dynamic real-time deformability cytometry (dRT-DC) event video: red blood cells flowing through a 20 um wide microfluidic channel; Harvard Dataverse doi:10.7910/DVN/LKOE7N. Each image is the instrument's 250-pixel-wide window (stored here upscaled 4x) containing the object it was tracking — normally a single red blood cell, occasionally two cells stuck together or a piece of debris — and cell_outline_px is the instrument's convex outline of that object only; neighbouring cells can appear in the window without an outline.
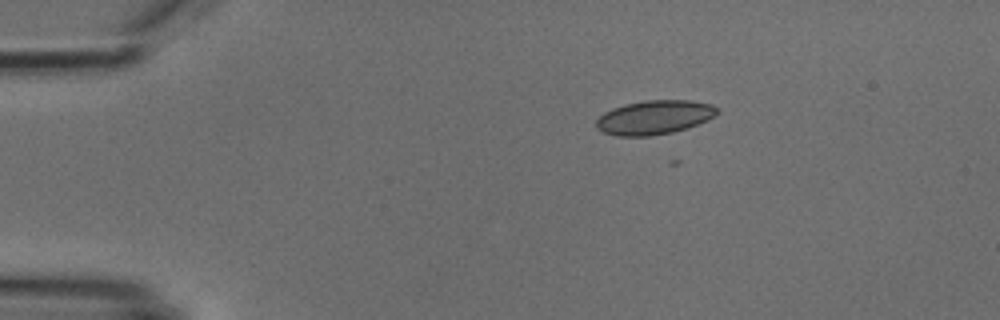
{"species": "common noctule bat (a hibernating species)", "species_latin": "Nyctalus noctula", "temperature_condition": "cold", "stored_images_in_passage": 5, "camera_frame_rate_fps": 3000, "um_per_image_px": 0.085, "animal": {"sex": "male", "body_mass_g": 18.8}, "frame": {"image": 1, "passage_image": 2, "time_ms": 2.0, "image_size_px": [1000, 320], "cell_outline_px": [[720, 112], [716, 116], [708, 120], [672, 132], [648, 136], [616, 136], [604, 132], [596, 128], [596, 120], [604, 112], [612, 108], [624, 104], [644, 100], [692, 100], [712, 104], [720, 108]], "centroid_in_image_um": [55.64, 9.96], "position_along_channel_um": 29.4, "area_um2": 24.16}}
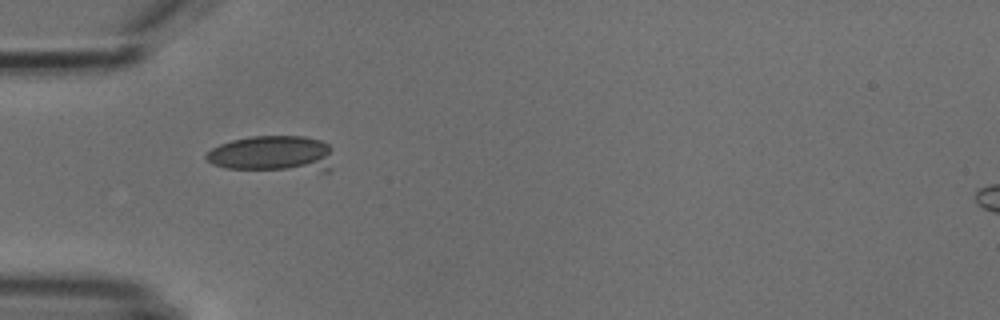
{"frame": {"image": 2, "passage_image": 4, "time_ms": 4.333, "image_size_px": [1000, 320], "cell_outline_px": [[332, 168], [328, 172], [320, 172], [224, 168], [212, 164], [204, 156], [212, 148], [220, 144], [232, 140], [252, 136], [304, 136], [320, 140], [328, 144], [332, 148]], "centroid_in_image_um": [23.24, 13.1], "position_along_channel_um": 61.8, "area_um2": 27.46}}